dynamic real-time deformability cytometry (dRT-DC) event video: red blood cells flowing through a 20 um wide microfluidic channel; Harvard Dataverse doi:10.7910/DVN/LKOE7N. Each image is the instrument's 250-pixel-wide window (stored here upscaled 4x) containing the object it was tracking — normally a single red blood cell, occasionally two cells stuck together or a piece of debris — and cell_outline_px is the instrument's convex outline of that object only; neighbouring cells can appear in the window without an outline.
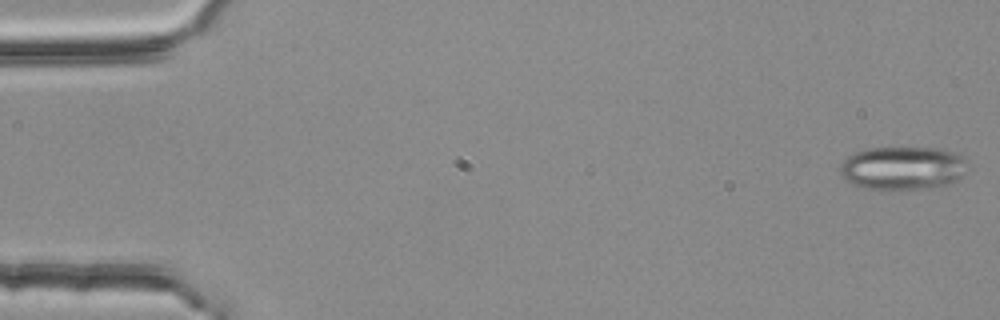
{"species": "common noctule bat (a hibernating species)", "species_latin": "Nyctalus noctula", "temperature_condition": "room temperature", "stored_images_in_passage": 54, "camera_frame_rate_fps": 3000, "um_per_image_px": 0.085, "animal": {"sex": "female", "body_mass_g": 25.1}, "frame": {"image": 1, "passage_image": 1, "time_ms": 0.0, "image_size_px": [1000, 320], "cell_outline_px": [[968, 160], [964, 172], [956, 180], [948, 184], [916, 188], [868, 188], [856, 184], [848, 180], [840, 172], [840, 164], [848, 156], [856, 152], [868, 148], [940, 148], [964, 156]], "centroid_in_image_um": [76.76, 14.24], "position_along_channel_um": 8.2, "area_um2": 31.44}}
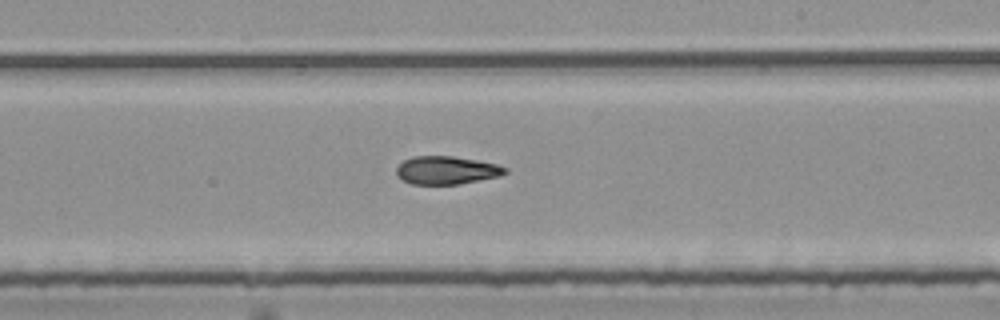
{"frame": {"image": 2, "passage_image": 32, "time_ms": 10.333, "image_size_px": [1000, 320], "cell_outline_px": [[508, 172], [500, 176], [460, 184], [412, 184], [404, 180], [396, 172], [396, 168], [404, 160], [412, 156], [452, 156], [476, 160], [496, 164], [508, 168]], "centroid_in_image_um": [37.98, 14.47], "position_along_channel_um": 251.0, "area_um2": 17.69}}
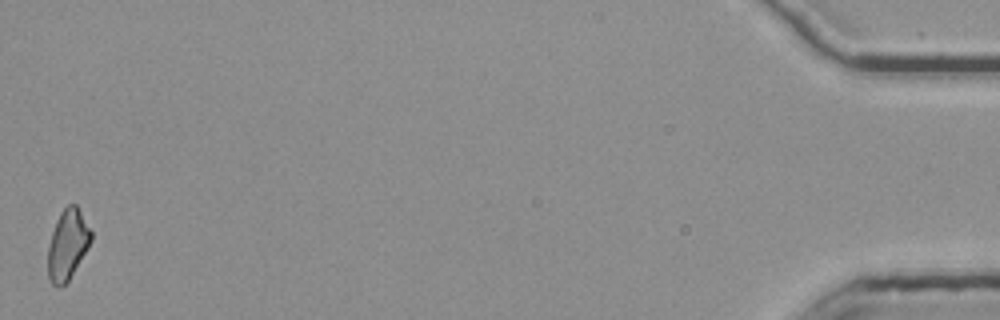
{"frame": {"image": 3, "passage_image": 54, "time_ms": 17.667, "image_size_px": [1000, 320], "cell_outline_px": [[92, 240], [88, 248], [68, 280], [64, 284], [52, 284], [48, 276], [48, 248], [52, 232], [56, 220], [60, 212], [68, 204], [76, 204], [92, 232]], "centroid_in_image_um": [5.75, 20.74], "position_along_channel_um": 429.5, "area_um2": 17.34}, "authors_computed_cell_mechanics": {"area_um2": 18.2937, "velocity_mm_per_s": 3.7861, "shape_relaxation_time_tau1_ms": null, "shape_relaxation_time_tau2_ms": 4.8269, "deformation_change_tau1": null, "deformation_change_tau2": 0.142}}